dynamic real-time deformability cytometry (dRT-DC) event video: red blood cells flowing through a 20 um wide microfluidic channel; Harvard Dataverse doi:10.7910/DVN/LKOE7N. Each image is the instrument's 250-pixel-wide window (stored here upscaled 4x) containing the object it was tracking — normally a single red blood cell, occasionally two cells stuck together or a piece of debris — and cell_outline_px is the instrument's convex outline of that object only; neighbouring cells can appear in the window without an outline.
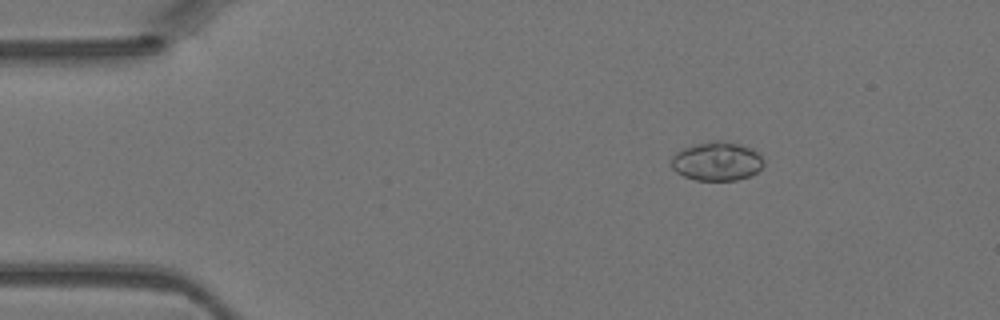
{"species": "Egyptian fruit bat (a non-hibernating species)", "species_latin": "Rousettus aegyptiacus", "temperature_condition": "warm", "stored_images_in_passage": 40, "camera_frame_rate_fps": 3000, "um_per_image_px": 0.085, "animal": {"sex": "female"}, "frame": {"image": 1, "passage_image": 2, "time_ms": 0.333, "image_size_px": [1000, 320], "cell_outline_px": [[764, 164], [756, 172], [748, 176], [736, 180], [696, 180], [684, 176], [676, 172], [672, 168], [672, 156], [680, 148], [692, 144], [712, 140], [720, 140], [752, 148], [764, 160]], "centroid_in_image_um": [60.89, 13.69], "position_along_channel_um": 24.1, "area_um2": 20.92}}
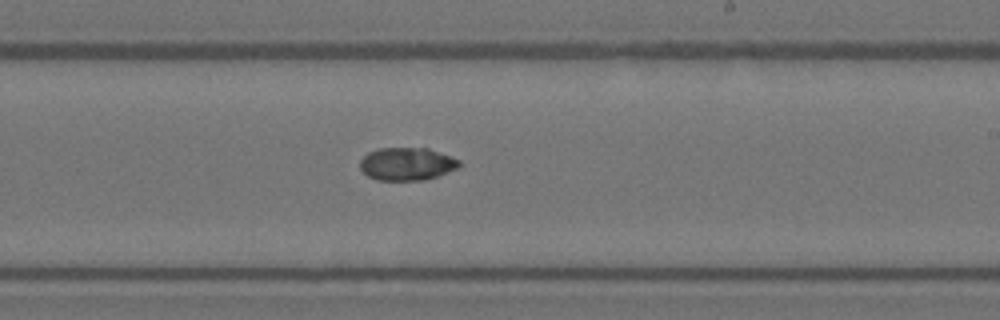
{"frame": {"image": 2, "passage_image": 22, "time_ms": 7.0, "image_size_px": [1000, 320], "cell_outline_px": [[460, 164], [456, 168], [436, 176], [424, 180], [376, 180], [368, 176], [360, 168], [360, 160], [368, 152], [380, 148], [428, 148], [460, 160]], "centroid_in_image_um": [34.55, 13.93], "position_along_channel_um": 254.5, "area_um2": 18.79}}
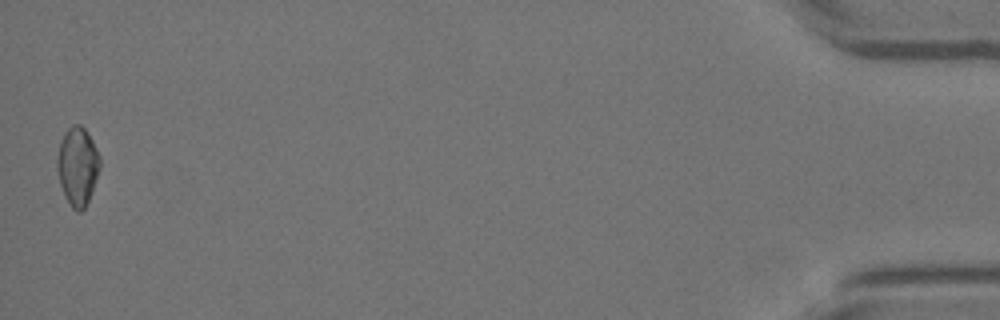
{"frame": {"image": 3, "passage_image": 40, "time_ms": 13.0, "image_size_px": [1000, 320], "cell_outline_px": [[100, 168], [88, 200], [84, 208], [80, 212], [76, 212], [72, 208], [64, 196], [60, 184], [56, 168], [56, 160], [60, 144], [64, 132], [72, 124], [80, 124], [84, 128], [92, 140], [100, 156]], "centroid_in_image_um": [6.58, 14.12], "position_along_channel_um": 428.6, "area_um2": 19.48}}